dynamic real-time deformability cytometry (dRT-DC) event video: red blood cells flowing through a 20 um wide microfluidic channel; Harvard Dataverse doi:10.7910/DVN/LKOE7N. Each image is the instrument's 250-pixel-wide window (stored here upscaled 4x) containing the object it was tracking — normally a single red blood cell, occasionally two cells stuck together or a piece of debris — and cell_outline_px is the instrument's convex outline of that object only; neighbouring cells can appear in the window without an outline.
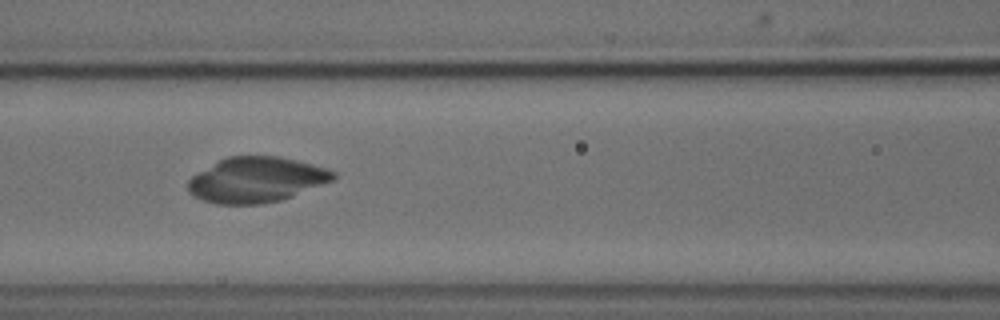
{"species": "common noctule bat (a hibernating species)", "species_latin": "Nyctalus noctula", "temperature_condition": "cold", "stored_images_in_passage": 39, "camera_frame_rate_fps": 3000, "um_per_image_px": 0.085, "animal": {"sex": "male", "body_mass_g": 18.8}, "frame": {"image": 1, "passage_image": 15, "time_ms": 4.667, "image_size_px": [1000, 320], "cell_outline_px": [[336, 176], [332, 180], [292, 196], [280, 200], [260, 204], [216, 204], [204, 200], [188, 192], [188, 180], [192, 176], [220, 160], [228, 156], [280, 156], [328, 168], [336, 172]], "centroid_in_image_um": [21.8, 15.28], "position_along_channel_um": 144.8, "area_um2": 37.97}}
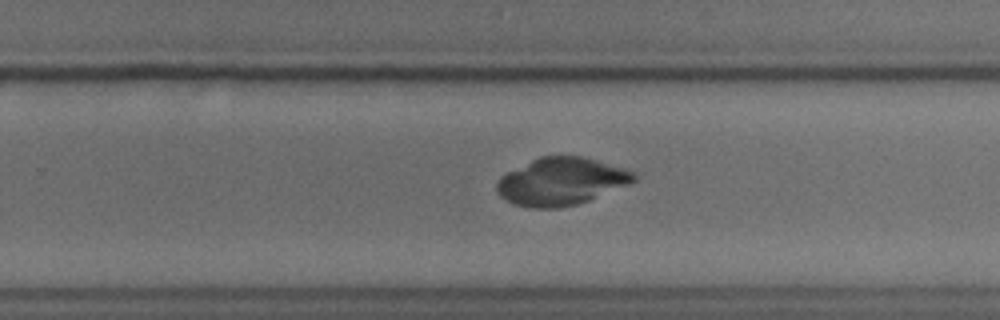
{"frame": {"image": 2, "passage_image": 26, "time_ms": 8.333, "image_size_px": [1000, 320], "cell_outline_px": [[636, 180], [628, 184], [588, 200], [576, 204], [560, 208], [532, 208], [512, 204], [500, 196], [496, 188], [496, 184], [500, 176], [540, 156], [580, 156], [624, 168], [636, 172]], "centroid_in_image_um": [47.67, 15.43], "position_along_channel_um": 282.1, "area_um2": 37.57}}
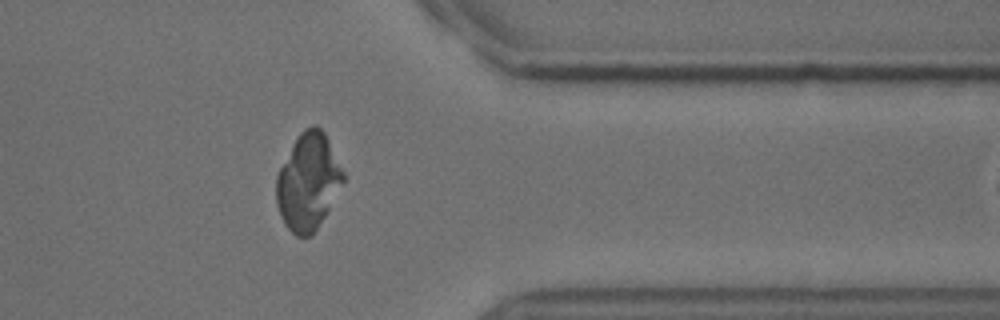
{"frame": {"image": 3, "passage_image": 35, "time_ms": 11.333, "image_size_px": [1000, 320], "cell_outline_px": [[344, 180], [324, 216], [316, 228], [308, 236], [296, 236], [284, 224], [280, 216], [276, 204], [276, 176], [280, 168], [300, 132], [304, 128], [312, 124], [316, 124], [324, 132], [344, 172]], "centroid_in_image_um": [26.17, 15.43], "position_along_channel_um": 385.2, "area_um2": 37.05}}